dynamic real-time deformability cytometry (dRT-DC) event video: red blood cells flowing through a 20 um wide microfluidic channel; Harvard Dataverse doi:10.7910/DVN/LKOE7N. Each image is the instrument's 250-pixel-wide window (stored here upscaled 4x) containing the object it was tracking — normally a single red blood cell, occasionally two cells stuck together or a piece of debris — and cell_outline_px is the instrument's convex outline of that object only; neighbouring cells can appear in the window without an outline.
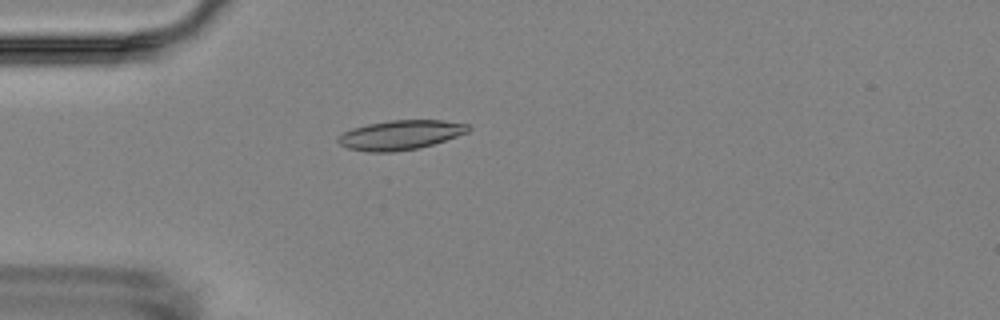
{"species": "Egyptian fruit bat (a non-hibernating species)", "species_latin": "Rousettus aegyptiacus", "temperature_condition": "room temperature", "stored_images_in_passage": 8, "camera_frame_rate_fps": 3000, "um_per_image_px": 0.085, "animal": {"sex": "female"}, "frame": {"image": 1, "passage_image": 2, "time_ms": 1.333, "image_size_px": [1000, 320], "cell_outline_px": [[472, 128], [468, 132], [432, 144], [416, 148], [392, 152], [368, 152], [348, 148], [340, 144], [336, 140], [344, 132], [352, 128], [368, 124], [388, 120], [440, 120], [468, 124]], "centroid_in_image_um": [34.02, 11.46], "position_along_channel_um": 51.0, "area_um2": 22.14}}
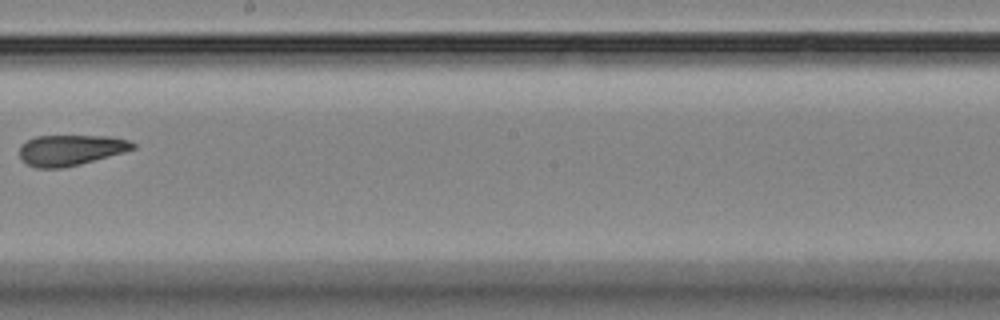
{"frame": {"image": 2, "passage_image": 7, "time_ms": 7.0, "image_size_px": [1000, 320], "cell_outline_px": [[136, 148], [80, 164], [60, 168], [36, 168], [28, 164], [20, 156], [20, 144], [36, 136], [108, 136], [128, 140], [136, 144]], "centroid_in_image_um": [5.99, 12.75], "position_along_channel_um": 242.2, "area_um2": 20.0}}
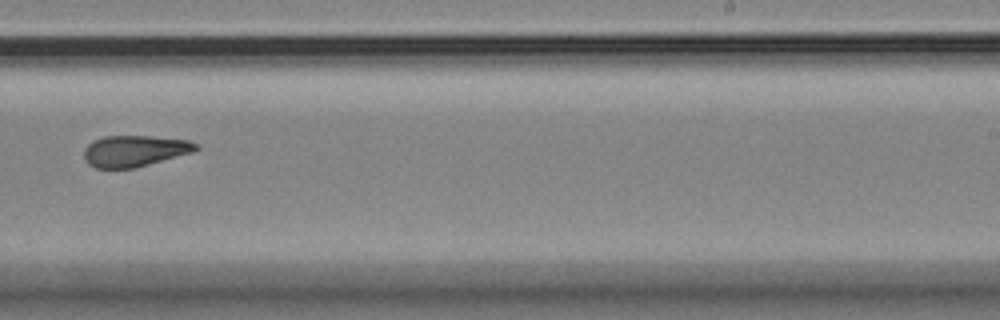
{"frame": {"image": 3, "passage_image": 8, "time_ms": 8.0, "image_size_px": [1000, 320], "cell_outline_px": [[200, 148], [192, 152], [148, 164], [132, 168], [96, 168], [88, 164], [84, 160], [84, 148], [92, 140], [104, 136], [148, 136], [188, 140], [200, 144]], "centroid_in_image_um": [11.41, 12.82], "position_along_channel_um": 277.6, "area_um2": 20.35}}